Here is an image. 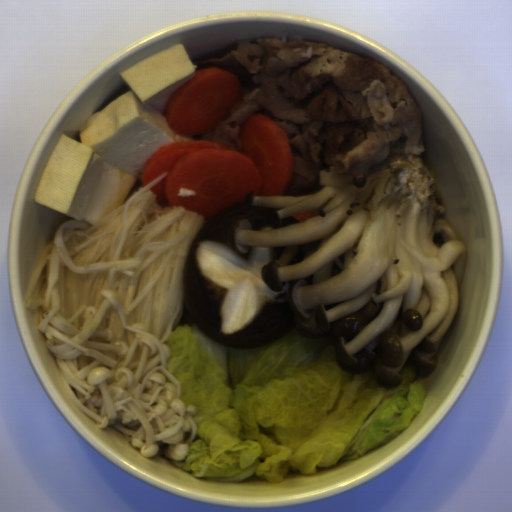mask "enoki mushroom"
<instances>
[{"label": "enoki mushroom", "instance_id": "enoki-mushroom-1", "mask_svg": "<svg viewBox=\"0 0 512 512\" xmlns=\"http://www.w3.org/2000/svg\"><path fill=\"white\" fill-rule=\"evenodd\" d=\"M135 180L126 200L91 226L70 218L37 261L23 301L39 314L70 400L142 457L182 461L197 432L194 405L168 371L185 307L184 272L205 217L158 206Z\"/></svg>", "mask_w": 512, "mask_h": 512}]
</instances>
